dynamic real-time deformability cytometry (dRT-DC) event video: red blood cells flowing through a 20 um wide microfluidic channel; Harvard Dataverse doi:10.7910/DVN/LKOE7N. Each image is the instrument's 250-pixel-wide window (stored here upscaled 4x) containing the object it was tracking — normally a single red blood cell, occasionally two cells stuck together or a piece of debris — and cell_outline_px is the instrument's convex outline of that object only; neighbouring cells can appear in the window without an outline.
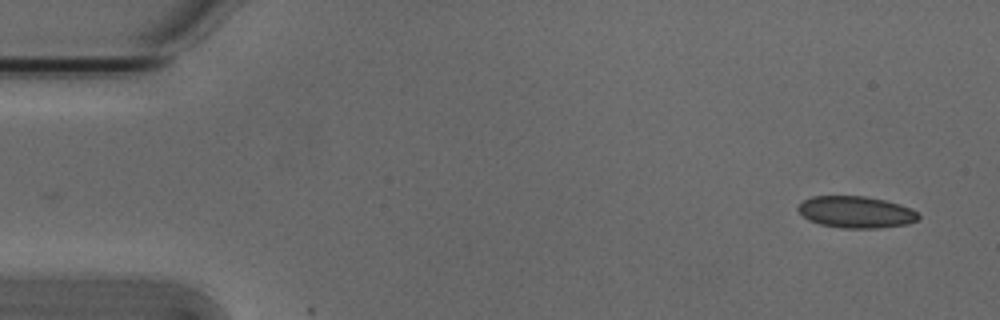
{"species": "Egyptian fruit bat (a non-hibernating species)", "species_latin": "Rousettus aegyptiacus", "temperature_condition": "cold", "stored_images_in_passage": 2, "camera_frame_rate_fps": 3000, "um_per_image_px": 0.085, "animal": {"sex": "male"}, "frame": {"image": 1, "passage_image": 2, "time_ms": 0.333, "image_size_px": [1000, 320], "cell_outline_px": [[920, 216], [916, 220], [908, 224], [880, 228], [844, 228], [820, 224], [808, 220], [796, 208], [804, 200], [812, 196], [864, 196], [884, 200], [900, 204], [912, 208]], "centroid_in_image_um": [72.77, 18.02], "position_along_channel_um": 12.2, "area_um2": 22.2}}